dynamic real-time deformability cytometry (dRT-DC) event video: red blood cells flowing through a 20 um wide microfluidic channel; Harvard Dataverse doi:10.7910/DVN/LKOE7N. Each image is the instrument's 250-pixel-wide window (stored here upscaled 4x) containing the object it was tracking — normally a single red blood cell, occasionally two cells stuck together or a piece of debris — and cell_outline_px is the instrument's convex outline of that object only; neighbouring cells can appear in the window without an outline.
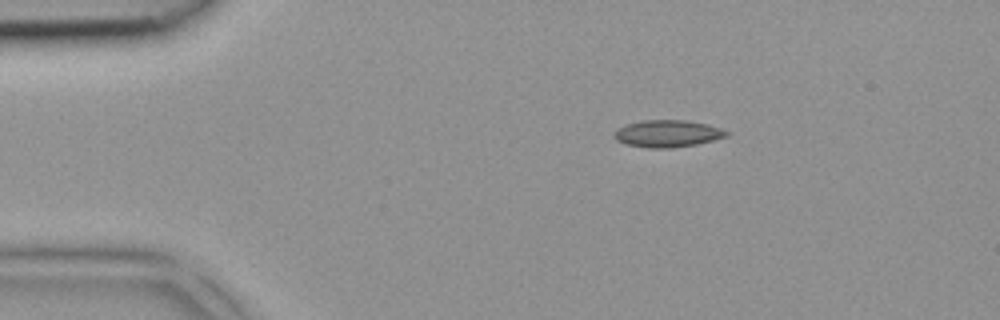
{"species": "common noctule bat (a hibernating species)", "species_latin": "Nyctalus noctula", "temperature_condition": "room temperature", "stored_images_in_passage": 4, "camera_frame_rate_fps": 3000, "um_per_image_px": 0.085, "animal": {"sex": "female", "body_mass_g": 18.4}, "frame": {"image": 1, "passage_image": 4, "time_ms": 1.0, "image_size_px": [1000, 320], "cell_outline_px": [[732, 132], [728, 136], [696, 144], [672, 148], [648, 148], [628, 144], [616, 140], [612, 136], [612, 132], [616, 128], [624, 124], [640, 120], [688, 120], [708, 124]], "centroid_in_image_um": [56.71, 11.34], "position_along_channel_um": 28.3, "area_um2": 18.03}}